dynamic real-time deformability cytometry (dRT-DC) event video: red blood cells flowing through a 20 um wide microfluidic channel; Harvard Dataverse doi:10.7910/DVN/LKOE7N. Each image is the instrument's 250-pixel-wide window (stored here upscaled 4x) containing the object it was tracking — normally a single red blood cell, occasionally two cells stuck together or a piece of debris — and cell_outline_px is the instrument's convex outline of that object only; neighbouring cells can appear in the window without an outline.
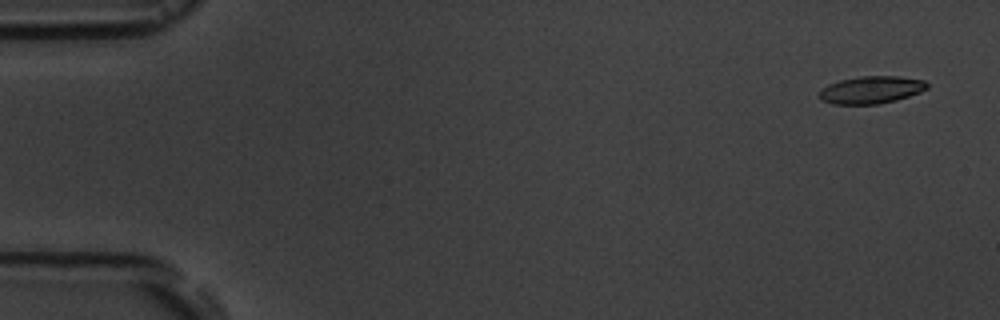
{"species": "common noctule bat (a hibernating species)", "species_latin": "Nyctalus noctula", "temperature_condition": "room temperature", "stored_images_in_passage": 4, "camera_frame_rate_fps": 3000, "um_per_image_px": 0.085, "animal": {"sex": "male", "body_mass_g": 19.5, "forearm_length_mm": 54.6}, "frame": {"image": 1, "passage_image": 1, "time_ms": 0.0, "image_size_px": [1000, 320], "cell_outline_px": [[928, 88], [920, 92], [896, 100], [876, 104], [832, 104], [820, 100], [820, 92], [828, 84], [840, 80], [860, 76], [900, 76], [924, 80], [928, 84]], "centroid_in_image_um": [74.06, 7.63], "position_along_channel_um": 10.9, "area_um2": 17.17}}